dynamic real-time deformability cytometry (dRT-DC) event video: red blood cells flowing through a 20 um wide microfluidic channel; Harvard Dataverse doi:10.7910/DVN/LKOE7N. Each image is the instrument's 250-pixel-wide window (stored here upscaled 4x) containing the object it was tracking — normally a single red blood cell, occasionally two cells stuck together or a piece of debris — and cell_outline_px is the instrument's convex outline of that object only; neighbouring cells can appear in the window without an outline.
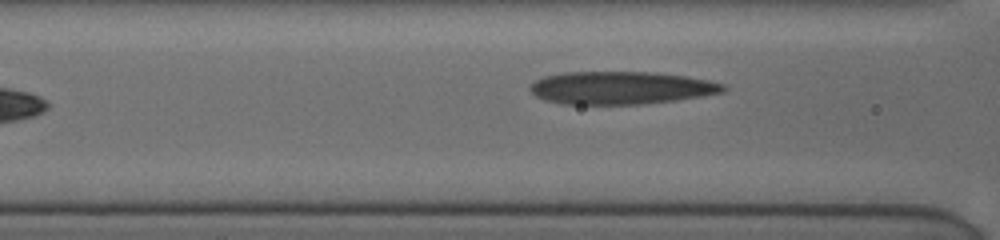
{"species": "human", "species_latin": "Homo sapiens", "temperature_condition": "cold", "stored_images_in_passage": 17, "camera_frame_rate_fps": 3000, "um_per_image_px": 0.085, "donor": {"sex": "female"}, "frame": {"image": 1, "passage_image": 8, "time_ms": 1.667, "image_size_px": [1000, 240], "cell_outline_px": [[728, 88], [724, 92], [676, 100], [640, 104], [568, 104], [548, 100], [536, 96], [528, 88], [536, 80], [544, 76], [564, 72], [652, 72], [684, 76], [708, 80], [724, 84]], "centroid_in_image_um": [52.8, 7.46], "position_along_channel_um": 113.8, "area_um2": 36.65}}
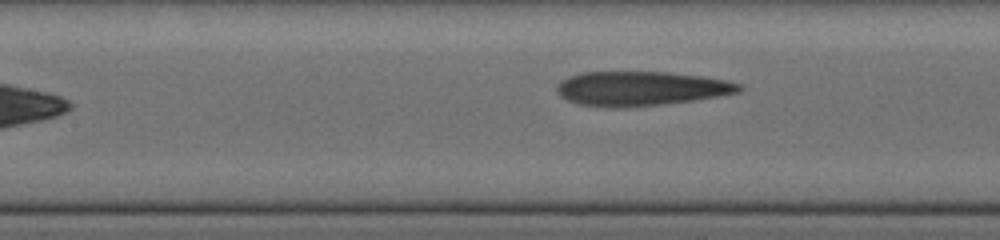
{"frame": {"image": 2, "passage_image": 13, "time_ms": 2.667, "image_size_px": [1000, 240], "cell_outline_px": [[744, 88], [736, 92], [716, 96], [692, 100], [656, 104], [576, 104], [560, 96], [556, 92], [556, 88], [560, 80], [568, 76], [584, 72], [668, 72], [700, 76], [724, 80], [740, 84]], "centroid_in_image_um": [54.45, 7.47], "position_along_channel_um": 152.9, "area_um2": 34.91}}